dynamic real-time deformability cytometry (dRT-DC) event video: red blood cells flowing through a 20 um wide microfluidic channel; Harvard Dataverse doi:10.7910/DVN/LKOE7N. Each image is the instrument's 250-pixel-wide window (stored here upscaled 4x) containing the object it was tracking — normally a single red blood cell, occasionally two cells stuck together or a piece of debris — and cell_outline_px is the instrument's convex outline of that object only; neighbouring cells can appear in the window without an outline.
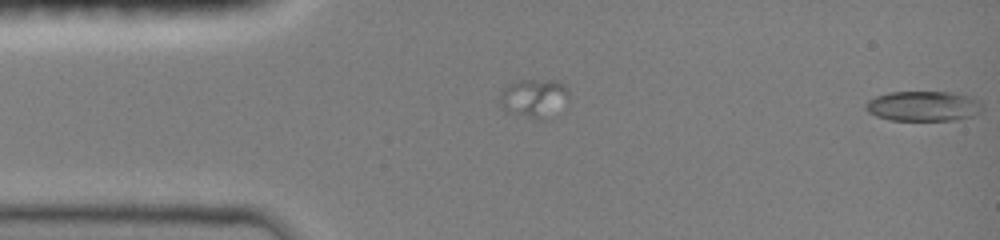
{"species": "common noctule bat (a hibernating species)", "species_latin": "Nyctalus noctula", "temperature_condition": "room temperature", "stored_images_in_passage": 14, "segment_of_instrument_passage": [2, 2], "camera_frame_rate_fps": 3000, "um_per_image_px": 0.085, "animal": {"sex": "female", "body_mass_g": 19.0, "forearm_length_mm": 51.5}, "frame": {"image": 1, "passage_image": 14, "time_ms": 4.333, "image_size_px": [1000, 240], "cell_outline_px": [[984, 108], [980, 112], [972, 116], [956, 120], [888, 120], [876, 116], [868, 112], [864, 108], [864, 104], [868, 100], [876, 96], [888, 92], [952, 92], [972, 96], [980, 100]], "centroid_in_image_um": [78.5, 9.01], "position_along_channel_um": 6.5, "area_um2": 20.81}}